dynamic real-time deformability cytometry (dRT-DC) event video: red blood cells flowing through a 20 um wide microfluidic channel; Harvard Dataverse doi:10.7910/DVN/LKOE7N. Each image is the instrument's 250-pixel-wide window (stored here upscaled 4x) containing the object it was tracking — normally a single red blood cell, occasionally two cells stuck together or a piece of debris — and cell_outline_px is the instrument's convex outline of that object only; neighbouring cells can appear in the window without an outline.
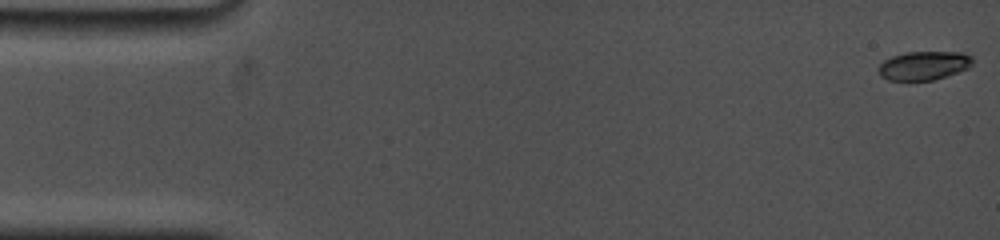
{"species": "common noctule bat (a hibernating species)", "species_latin": "Nyctalus noctula", "temperature_condition": "cold", "stored_images_in_passage": 34, "camera_frame_rate_fps": 5000, "um_per_image_px": 0.085, "animal": {"sex": "female", "body_mass_g": 19.0, "forearm_length_mm": 53.3}, "frame": {"image": 1, "passage_image": 1, "time_ms": 0.0, "image_size_px": [1000, 240], "cell_outline_px": [[972, 64], [968, 68], [960, 72], [932, 80], [888, 80], [880, 76], [876, 68], [884, 60], [892, 56], [908, 52], [964, 52], [972, 56]], "centroid_in_image_um": [78.52, 5.57], "position_along_channel_um": 6.5, "area_um2": 15.9}}
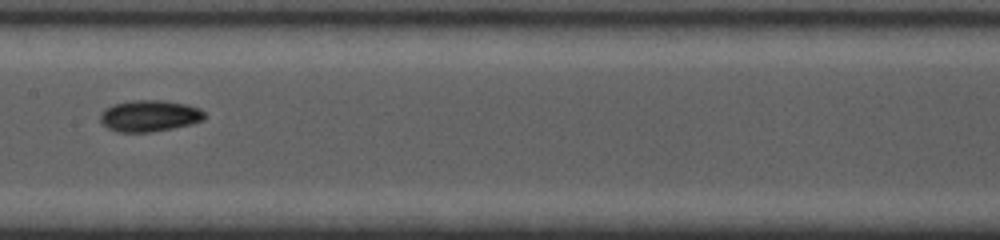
{"frame": {"image": 2, "passage_image": 19, "time_ms": 8.6, "image_size_px": [1000, 240], "cell_outline_px": [[204, 120], [192, 124], [172, 128], [148, 132], [116, 132], [108, 128], [100, 120], [100, 112], [104, 108], [112, 104], [132, 100], [164, 100], [188, 104], [200, 108], [204, 112]], "centroid_in_image_um": [12.7, 9.83], "position_along_channel_um": 194.7, "area_um2": 19.31}}
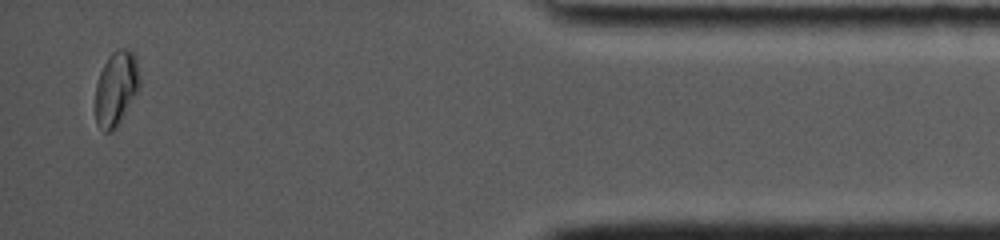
{"frame": {"image": 3, "passage_image": 33, "time_ms": 16.0, "image_size_px": [1000, 240], "cell_outline_px": [[140, 88], [116, 128], [112, 132], [104, 132], [96, 124], [96, 84], [100, 72], [108, 56], [112, 52], [120, 48], [128, 48], [136, 56], [140, 76]], "centroid_in_image_um": [9.89, 7.5], "position_along_channel_um": 425.3, "area_um2": 19.42}, "authors_computed_cell_mechanics": {"area_um2": 18.0914, "velocity_mm_per_s": 3.749, "shape_relaxation_time_tau1_ms": 3.2651, "shape_relaxation_time_tau2_ms": 9.511, "deformation_change_tau1": 0.0865, "deformation_change_tau2": 0.0571}}